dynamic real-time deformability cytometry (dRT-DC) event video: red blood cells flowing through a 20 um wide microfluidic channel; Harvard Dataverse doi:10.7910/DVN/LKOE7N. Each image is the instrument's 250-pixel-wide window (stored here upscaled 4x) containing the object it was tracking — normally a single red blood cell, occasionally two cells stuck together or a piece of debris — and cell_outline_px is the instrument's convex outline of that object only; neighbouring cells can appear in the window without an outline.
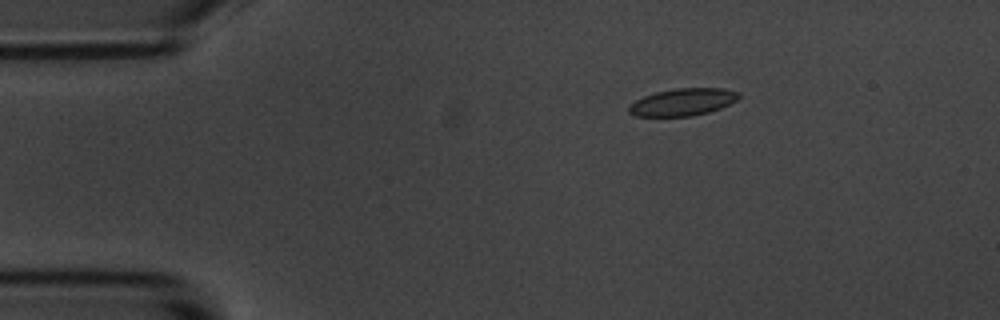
{"species": "common noctule bat (a hibernating species)", "species_latin": "Nyctalus noctula", "temperature_condition": "room temperature", "stored_images_in_passage": 5, "camera_frame_rate_fps": 3000, "um_per_image_px": 0.085, "animal": {"sex": "male", "body_mass_g": 20.1, "forearm_length_mm": 53.5}, "frame": {"image": 1, "passage_image": 3, "time_ms": 2.333, "image_size_px": [1000, 320], "cell_outline_px": [[740, 96], [736, 100], [720, 108], [708, 112], [692, 116], [636, 116], [628, 112], [628, 108], [636, 100], [644, 96], [656, 92], [676, 88], [724, 88], [740, 92]], "centroid_in_image_um": [58.05, 8.67], "position_along_channel_um": 26.9, "area_um2": 17.34}}